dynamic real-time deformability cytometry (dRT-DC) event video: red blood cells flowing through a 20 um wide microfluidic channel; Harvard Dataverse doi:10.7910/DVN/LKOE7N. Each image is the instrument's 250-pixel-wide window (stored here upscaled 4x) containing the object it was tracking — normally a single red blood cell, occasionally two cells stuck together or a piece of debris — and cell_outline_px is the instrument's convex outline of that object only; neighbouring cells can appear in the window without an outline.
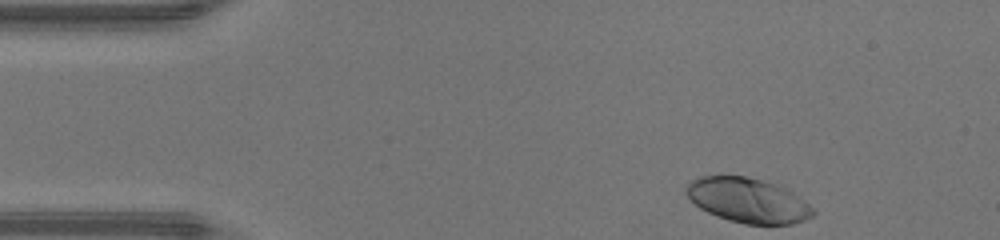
{"species": "human", "species_latin": "Homo sapiens", "temperature_condition": "warm", "stored_images_in_passage": 34, "camera_frame_rate_fps": 3000, "um_per_image_px": 0.085, "donor": {"sex": "male"}, "frame": {"image": 1, "passage_image": 1, "time_ms": 0.0, "image_size_px": [1000, 240], "cell_outline_px": [[816, 212], [812, 216], [804, 220], [792, 224], [744, 224], [708, 212], [700, 208], [684, 192], [684, 188], [692, 180], [700, 176], [748, 176], [784, 188], [792, 192], [804, 200]], "centroid_in_image_um": [63.57, 17.03], "position_along_channel_um": 21.4, "area_um2": 32.54}}
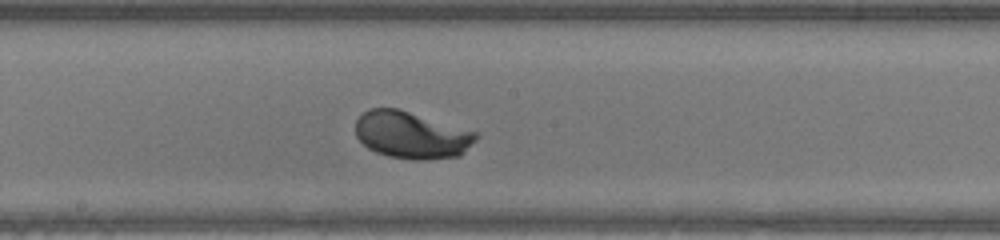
{"frame": {"image": 2, "passage_image": 20, "time_ms": 6.333, "image_size_px": [1000, 240], "cell_outline_px": [[480, 136], [460, 156], [424, 160], [416, 160], [388, 156], [376, 152], [368, 148], [356, 136], [356, 120], [368, 108], [396, 108], [476, 132]], "centroid_in_image_um": [34.97, 11.49], "position_along_channel_um": 213.2, "area_um2": 32.77}}
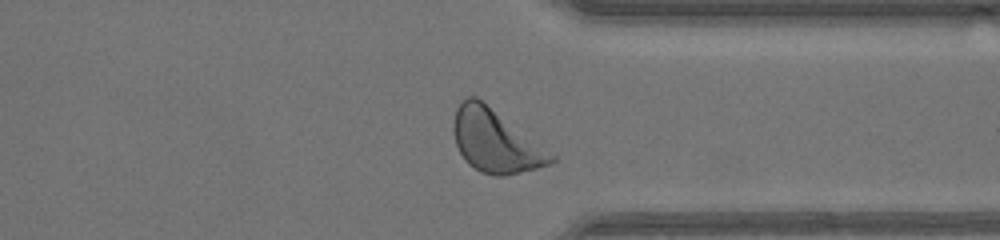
{"frame": {"image": 3, "passage_image": 31, "time_ms": 10.0, "image_size_px": [1000, 240], "cell_outline_px": [[556, 160], [552, 164], [504, 176], [496, 176], [480, 172], [468, 164], [464, 160], [456, 144], [452, 132], [452, 124], [456, 108], [460, 100], [468, 96], [476, 96], [556, 156]], "centroid_in_image_um": [42.07, 11.99], "position_along_channel_um": 369.3, "area_um2": 35.55}, "authors_computed_cell_mechanics": {"area_um2": 32.3102, "velocity_mm_per_s": 4.3151, "shape_relaxation_time_tau1_ms": 2.2497, "shape_relaxation_time_tau2_ms": null, "deformation_change_tau1": 0.1807, "deformation_change_tau2": null}}